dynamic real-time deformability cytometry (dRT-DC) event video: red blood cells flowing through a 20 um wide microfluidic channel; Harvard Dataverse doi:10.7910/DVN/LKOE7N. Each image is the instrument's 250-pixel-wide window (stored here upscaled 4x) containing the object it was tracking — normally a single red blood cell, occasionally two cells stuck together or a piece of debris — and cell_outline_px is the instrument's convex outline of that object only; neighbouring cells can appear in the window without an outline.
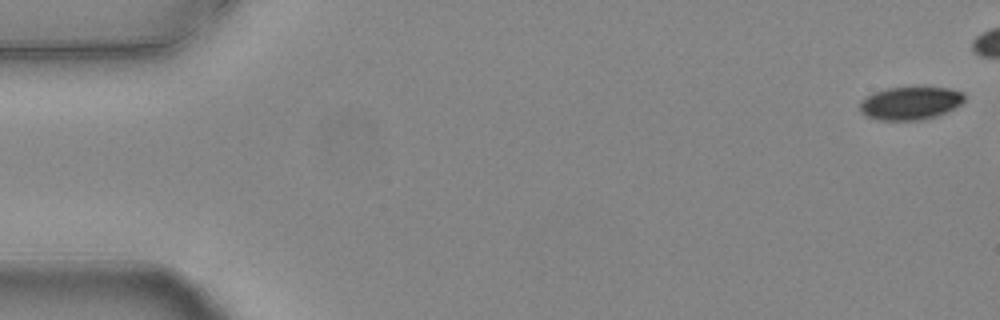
{"species": "common noctule bat (a hibernating species)", "species_latin": "Nyctalus noctula", "temperature_condition": "warm", "stored_images_in_passage": 16, "camera_frame_rate_fps": 3000, "um_per_image_px": 0.085, "animal": {"sex": "female", "body_mass_g": 24.6, "forearm_length_mm": 56.2}, "frame": {"image": 1, "passage_image": 1, "time_ms": 0.0, "image_size_px": [1000, 320], "cell_outline_px": [[964, 100], [960, 104], [936, 116], [920, 120], [880, 120], [868, 116], [860, 112], [860, 100], [864, 96], [872, 92], [888, 88], [948, 88], [964, 92]], "centroid_in_image_um": [77.32, 8.76], "position_along_channel_um": 7.7, "area_um2": 19.94}}